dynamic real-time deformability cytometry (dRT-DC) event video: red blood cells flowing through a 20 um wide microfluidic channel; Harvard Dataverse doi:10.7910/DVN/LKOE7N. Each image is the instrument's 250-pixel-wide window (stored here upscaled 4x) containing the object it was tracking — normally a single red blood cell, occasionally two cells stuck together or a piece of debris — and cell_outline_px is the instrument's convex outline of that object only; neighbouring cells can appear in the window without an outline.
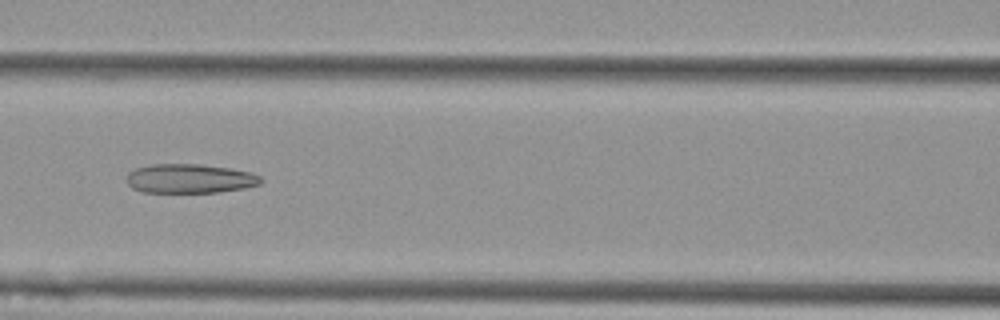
{"species": "Egyptian fruit bat (a non-hibernating species)", "species_latin": "Rousettus aegyptiacus", "temperature_condition": "cold", "stored_images_in_passage": 6, "camera_frame_rate_fps": 3000, "um_per_image_px": 0.085, "animal": {"sex": "female"}, "frame": {"image": 1, "passage_image": 6, "time_ms": 1.667, "image_size_px": [1000, 320], "cell_outline_px": [[264, 180], [260, 184], [244, 188], [216, 192], [140, 192], [132, 188], [128, 184], [128, 172], [136, 168], [152, 164], [200, 164], [232, 168], [252, 172], [260, 176]], "centroid_in_image_um": [16.16, 15.17], "position_along_channel_um": 150.4, "area_um2": 22.95}}